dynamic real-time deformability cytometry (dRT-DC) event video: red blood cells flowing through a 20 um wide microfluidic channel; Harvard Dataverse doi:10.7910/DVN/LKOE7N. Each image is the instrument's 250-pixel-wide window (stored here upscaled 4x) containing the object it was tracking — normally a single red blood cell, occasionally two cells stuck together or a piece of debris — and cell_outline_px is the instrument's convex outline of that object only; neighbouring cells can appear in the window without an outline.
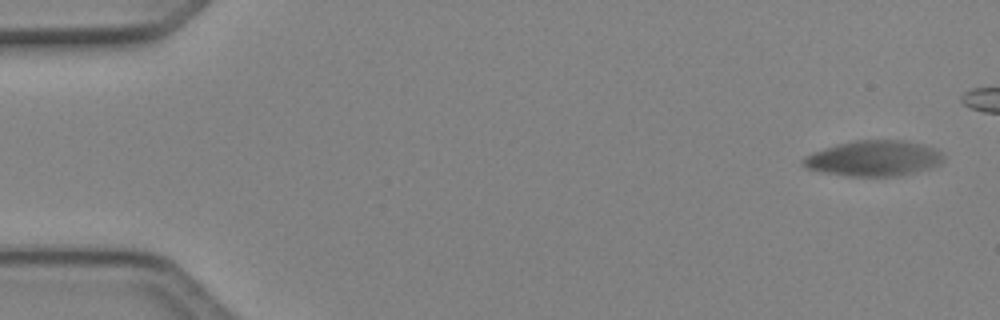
{"species": "Egyptian fruit bat (a non-hibernating species)", "species_latin": "Rousettus aegyptiacus", "temperature_condition": "cold", "stored_images_in_passage": 9, "camera_frame_rate_fps": 3000, "um_per_image_px": 0.085, "animal": {"sex": "female"}, "frame": {"image": 1, "passage_image": 1, "time_ms": 0.0, "image_size_px": [1000, 320], "cell_outline_px": [[944, 160], [940, 164], [916, 172], [900, 176], [848, 176], [824, 172], [808, 168], [800, 164], [800, 160], [804, 156], [812, 152], [824, 148], [856, 140], [904, 140], [924, 144], [936, 148], [944, 152]], "centroid_in_image_um": [74.3, 13.45], "position_along_channel_um": 10.7, "area_um2": 29.3}}